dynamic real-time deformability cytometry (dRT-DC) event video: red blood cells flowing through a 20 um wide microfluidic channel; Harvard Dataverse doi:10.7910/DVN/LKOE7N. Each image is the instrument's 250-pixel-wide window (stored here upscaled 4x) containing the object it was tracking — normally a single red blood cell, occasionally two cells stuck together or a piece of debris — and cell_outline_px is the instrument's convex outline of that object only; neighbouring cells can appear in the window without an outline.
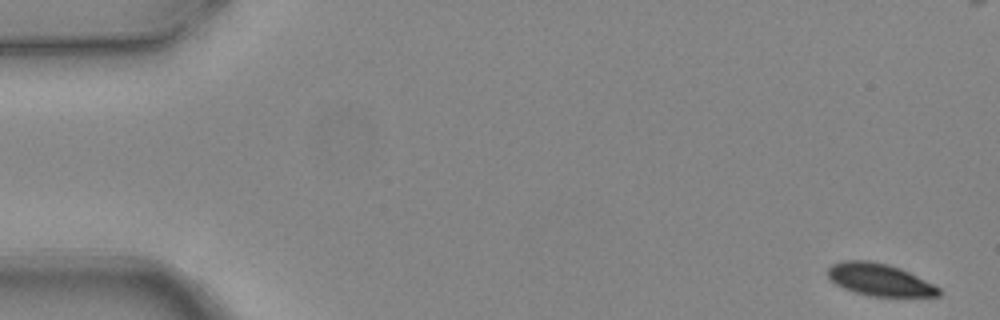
{"species": "common noctule bat (a hibernating species)", "species_latin": "Nyctalus noctula", "temperature_condition": "warm", "stored_images_in_passage": 5, "camera_frame_rate_fps": 3000, "um_per_image_px": 0.085, "animal": {"sex": "female", "body_mass_g": 24.6, "forearm_length_mm": 56.2}, "frame": {"image": 1, "passage_image": 1, "time_ms": 0.0, "image_size_px": [1000, 320], "cell_outline_px": [[940, 296], [872, 296], [856, 292], [844, 288], [836, 284], [828, 276], [828, 268], [832, 264], [844, 260], [868, 260], [888, 264], [900, 268], [940, 288]], "centroid_in_image_um": [74.74, 23.76], "position_along_channel_um": 10.3, "area_um2": 20.52}}